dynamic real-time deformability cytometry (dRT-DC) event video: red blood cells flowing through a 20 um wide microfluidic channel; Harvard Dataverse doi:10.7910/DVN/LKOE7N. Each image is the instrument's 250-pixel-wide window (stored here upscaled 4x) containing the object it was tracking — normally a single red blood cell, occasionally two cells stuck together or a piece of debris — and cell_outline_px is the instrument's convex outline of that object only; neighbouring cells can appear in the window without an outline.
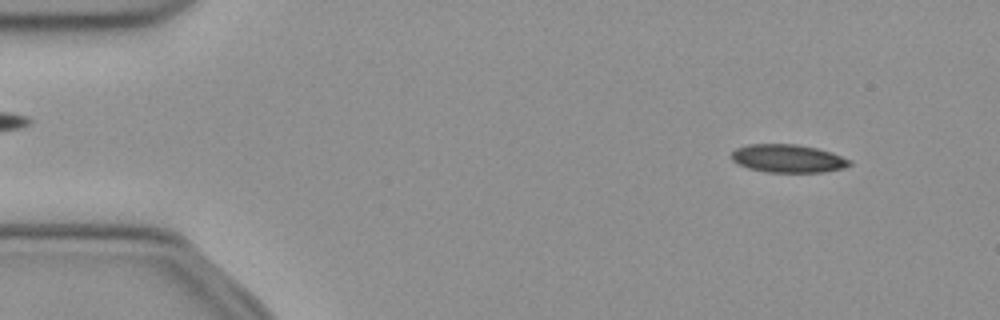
{"species": "common noctule bat (a hibernating species)", "species_latin": "Nyctalus noctula", "temperature_condition": "cold", "stored_images_in_passage": 50, "camera_frame_rate_fps": 3000, "um_per_image_px": 0.085, "animal": {"sex": "female", "body_mass_g": 21.9}, "frame": {"image": 1, "passage_image": 3, "time_ms": 0.667, "image_size_px": [1000, 320], "cell_outline_px": [[852, 164], [844, 168], [820, 172], [768, 172], [748, 168], [732, 160], [728, 156], [736, 148], [748, 144], [796, 144], [816, 148], [832, 152], [852, 160]], "centroid_in_image_um": [66.97, 13.46], "position_along_channel_um": 18.0, "area_um2": 19.42}}
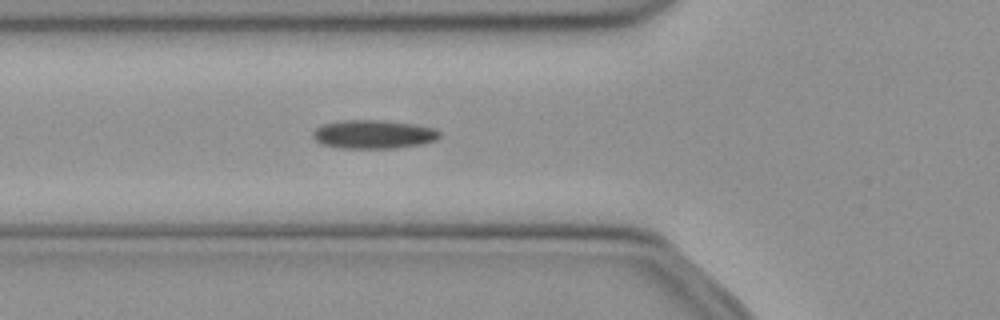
{"frame": {"image": 2, "passage_image": 16, "time_ms": 5.0, "image_size_px": [1000, 320], "cell_outline_px": [[440, 136], [436, 140], [420, 144], [396, 148], [340, 148], [320, 144], [312, 136], [312, 132], [320, 124], [340, 120], [380, 120], [412, 124], [432, 128], [440, 132]], "centroid_in_image_um": [31.68, 11.41], "position_along_channel_um": 94.1, "area_um2": 21.15}}
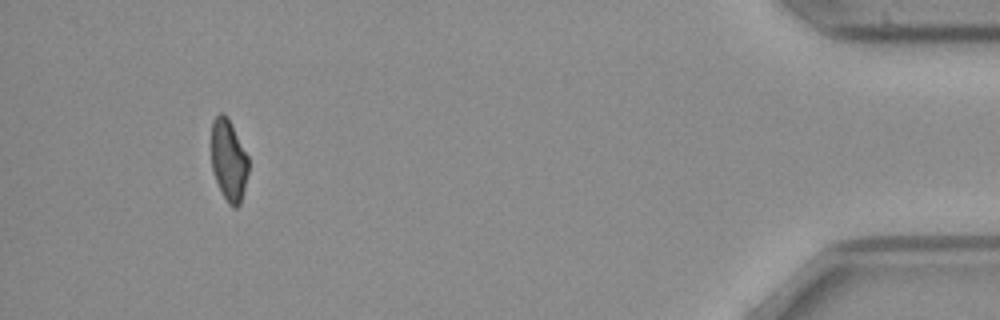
{"frame": {"image": 3, "passage_image": 46, "time_ms": 15.0, "image_size_px": [1000, 320], "cell_outline_px": [[248, 172], [240, 204], [236, 208], [232, 208], [228, 204], [216, 180], [212, 168], [212, 120], [220, 112], [224, 112], [228, 116], [248, 156]], "centroid_in_image_um": [19.44, 13.59], "position_along_channel_um": 415.8, "area_um2": 17.57}}